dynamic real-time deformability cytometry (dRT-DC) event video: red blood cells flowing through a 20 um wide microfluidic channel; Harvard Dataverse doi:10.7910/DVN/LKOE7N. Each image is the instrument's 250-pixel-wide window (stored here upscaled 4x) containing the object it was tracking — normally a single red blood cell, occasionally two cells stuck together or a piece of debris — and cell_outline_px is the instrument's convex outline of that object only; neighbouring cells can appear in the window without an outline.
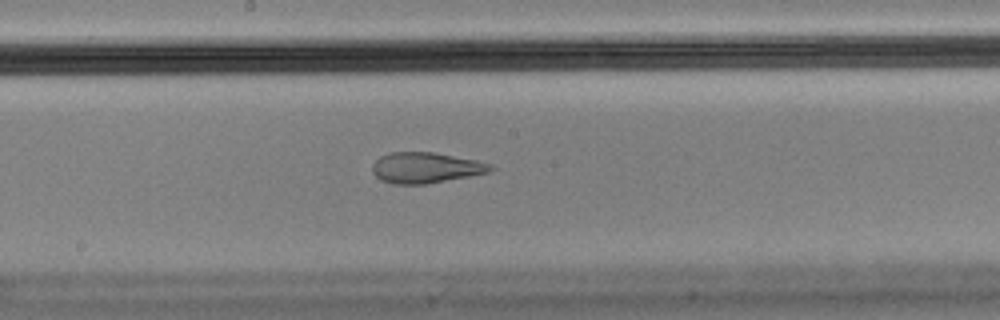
{"species": "Egyptian fruit bat (a non-hibernating species)", "species_latin": "Rousettus aegyptiacus", "temperature_condition": "cold", "stored_images_in_passage": 50, "camera_frame_rate_fps": 3000, "um_per_image_px": 0.085, "animal": {"sex": "male"}, "frame": {"image": 1, "passage_image": 29, "time_ms": 9.333, "image_size_px": [1000, 320], "cell_outline_px": [[496, 168], [488, 172], [428, 184], [396, 184], [380, 180], [372, 172], [372, 164], [380, 156], [392, 152], [436, 152], [476, 160], [492, 164]], "centroid_in_image_um": [36.18, 14.25], "position_along_channel_um": 212.0, "area_um2": 21.21}}